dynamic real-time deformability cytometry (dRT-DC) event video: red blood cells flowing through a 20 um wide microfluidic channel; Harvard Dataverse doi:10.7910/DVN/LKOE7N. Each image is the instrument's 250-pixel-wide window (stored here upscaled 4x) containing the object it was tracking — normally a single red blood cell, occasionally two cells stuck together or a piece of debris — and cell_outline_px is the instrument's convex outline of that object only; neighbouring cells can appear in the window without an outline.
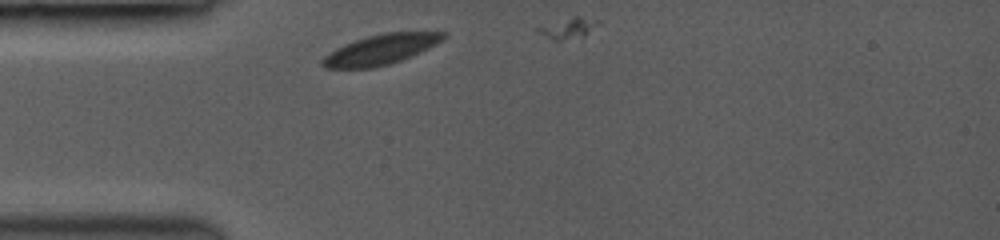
{"species": "common noctule bat (a hibernating species)", "species_latin": "Nyctalus noctula", "temperature_condition": "room temperature", "stored_images_in_passage": 2, "camera_frame_rate_fps": 3000, "um_per_image_px": 0.085, "animal": {"sex": "female", "body_mass_g": 19.0, "forearm_length_mm": 53.3}, "frame": {"image": 1, "passage_image": 1, "time_ms": 0.0, "image_size_px": [1000, 240], "cell_outline_px": [[448, 36], [444, 40], [412, 56], [388, 64], [372, 68], [324, 68], [320, 64], [320, 60], [328, 52], [344, 44], [368, 36], [384, 32], [448, 32]], "centroid_in_image_um": [32.36, 4.2], "position_along_channel_um": 52.6, "area_um2": 21.27}}